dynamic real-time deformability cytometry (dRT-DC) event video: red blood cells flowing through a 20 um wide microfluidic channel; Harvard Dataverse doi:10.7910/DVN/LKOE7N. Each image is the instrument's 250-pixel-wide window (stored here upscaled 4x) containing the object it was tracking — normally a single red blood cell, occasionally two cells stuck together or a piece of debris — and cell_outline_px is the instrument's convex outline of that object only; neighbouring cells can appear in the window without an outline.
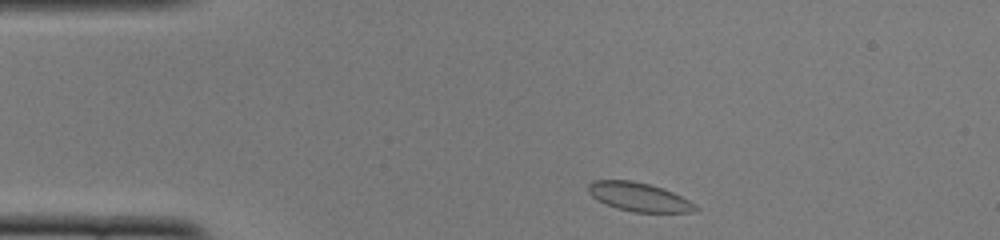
{"species": "common noctule bat (a hibernating species)", "species_latin": "Nyctalus noctula", "temperature_condition": "cold", "stored_images_in_passage": 43, "camera_frame_rate_fps": 3000, "um_per_image_px": 0.085, "animal": {"sex": "female", "body_mass_g": 22.0, "forearm_length_mm": 56.7}, "frame": {"image": 1, "passage_image": 1, "time_ms": 0.0, "image_size_px": [1000, 240], "cell_outline_px": [[700, 208], [692, 212], [636, 212], [616, 208], [592, 196], [588, 192], [588, 184], [596, 180], [632, 180], [648, 184], [672, 192], [696, 204]], "centroid_in_image_um": [54.32, 16.74], "position_along_channel_um": 30.7, "area_um2": 17.63}}
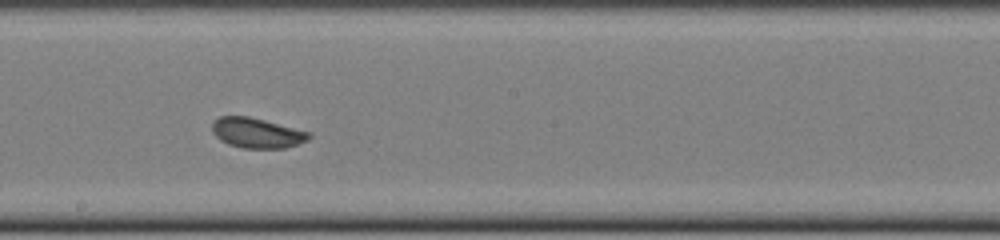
{"frame": {"image": 2, "passage_image": 20, "time_ms": 6.333, "image_size_px": [1000, 240], "cell_outline_px": [[312, 136], [308, 140], [284, 148], [240, 148], [228, 144], [220, 140], [212, 132], [212, 120], [220, 116], [248, 116], [312, 132]], "centroid_in_image_um": [21.82, 11.29], "position_along_channel_um": 226.4, "area_um2": 17.11}}
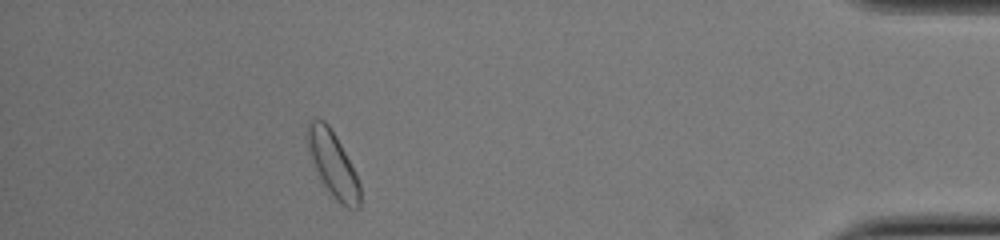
{"frame": {"image": 3, "passage_image": 38, "time_ms": 12.333, "image_size_px": [1000, 240], "cell_outline_px": [[360, 208], [348, 208], [340, 204], [324, 188], [316, 176], [308, 152], [308, 120], [316, 116], [324, 120], [328, 124], [336, 136], [356, 172], [360, 184]], "centroid_in_image_um": [28.27, 13.97], "position_along_channel_um": 406.9, "area_um2": 20.52}, "authors_computed_cell_mechanics": {"area_um2": 17.5134, "velocity_mm_per_s": 3.855, "shape_relaxation_time_tau1_ms": 3.2095, "shape_relaxation_time_tau2_ms": null, "deformation_change_tau1": 0.0645, "deformation_change_tau2": null}}